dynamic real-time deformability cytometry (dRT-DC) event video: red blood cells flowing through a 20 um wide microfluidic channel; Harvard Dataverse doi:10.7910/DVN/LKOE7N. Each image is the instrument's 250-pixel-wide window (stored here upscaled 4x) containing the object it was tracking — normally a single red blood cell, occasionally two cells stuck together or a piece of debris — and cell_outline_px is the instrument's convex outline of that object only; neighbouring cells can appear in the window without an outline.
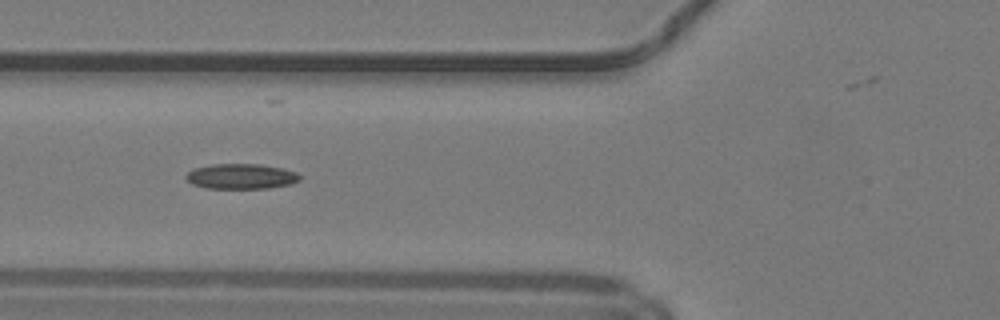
{"species": "common noctule bat (a hibernating species)", "species_latin": "Nyctalus noctula", "temperature_condition": "warm", "stored_images_in_passage": 37, "camera_frame_rate_fps": 3000, "um_per_image_px": 0.085, "animal": {"sex": "male", "body_mass_g": 19.2, "forearm_length_mm": 51.8}, "frame": {"image": 1, "passage_image": 6, "time_ms": 1.667, "image_size_px": [1000, 320], "cell_outline_px": [[300, 180], [292, 184], [268, 188], [208, 188], [192, 184], [184, 176], [192, 168], [212, 164], [260, 164], [280, 168], [296, 172], [300, 176]], "centroid_in_image_um": [20.48, 14.99], "position_along_channel_um": 105.3, "area_um2": 16.7}}
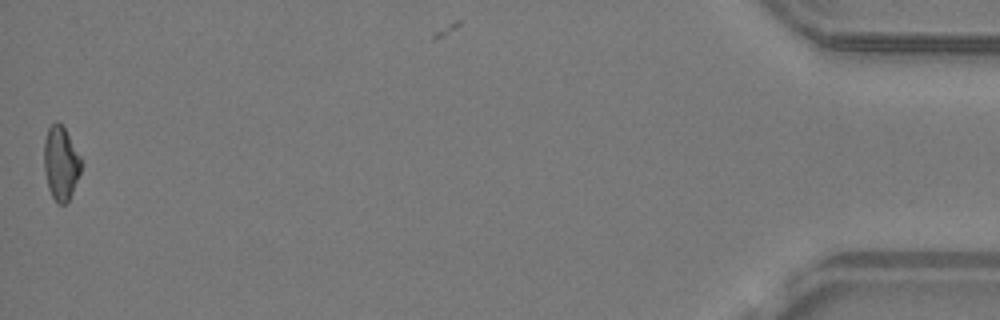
{"frame": {"image": 2, "passage_image": 36, "time_ms": 11.667, "image_size_px": [1000, 320], "cell_outline_px": [[80, 172], [72, 192], [68, 200], [64, 204], [56, 204], [48, 188], [44, 168], [44, 140], [48, 128], [56, 120], [64, 128], [80, 156]], "centroid_in_image_um": [5.14, 13.88], "position_along_channel_um": 430.1, "area_um2": 15.66}}